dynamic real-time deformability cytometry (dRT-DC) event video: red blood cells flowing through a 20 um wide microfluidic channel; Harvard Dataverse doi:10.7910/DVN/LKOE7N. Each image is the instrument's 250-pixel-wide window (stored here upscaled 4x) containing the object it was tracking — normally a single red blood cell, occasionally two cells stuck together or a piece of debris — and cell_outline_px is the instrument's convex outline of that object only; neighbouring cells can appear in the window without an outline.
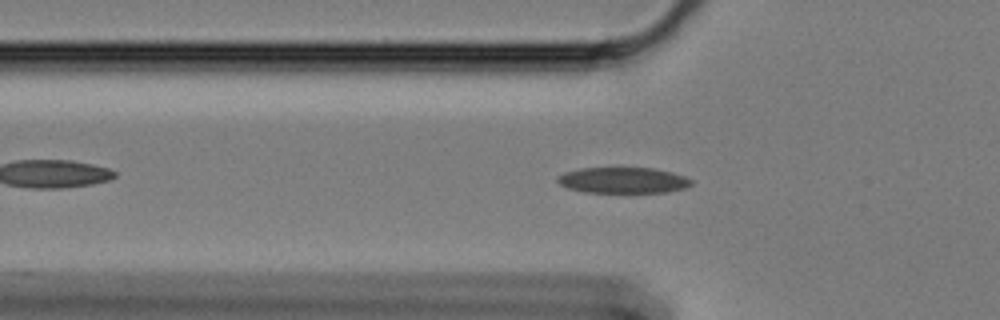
{"species": "Egyptian fruit bat (a non-hibernating species)", "species_latin": "Rousettus aegyptiacus", "temperature_condition": "cold", "stored_images_in_passage": 46, "camera_frame_rate_fps": 3000, "um_per_image_px": 0.085, "animal": {"sex": "female"}, "frame": {"image": 1, "passage_image": 10, "time_ms": 3.0, "image_size_px": [1000, 320], "cell_outline_px": [[692, 184], [684, 188], [668, 192], [584, 192], [568, 188], [560, 184], [556, 180], [556, 176], [564, 172], [580, 168], [652, 168], [672, 172], [684, 176], [692, 180]], "centroid_in_image_um": [52.93, 15.32], "position_along_channel_um": 72.9, "area_um2": 20.17}}
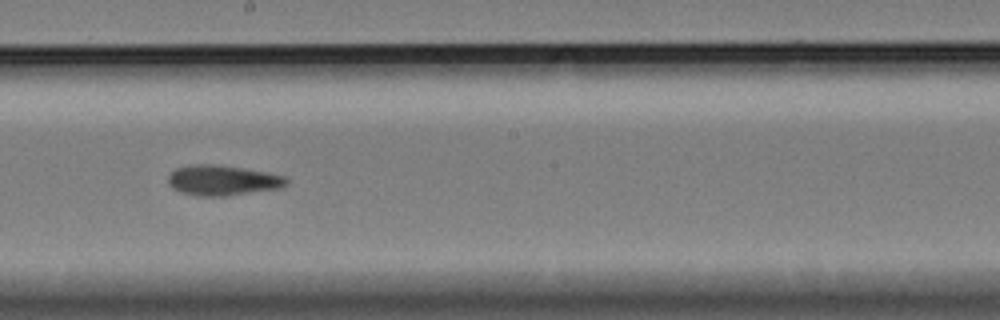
{"frame": {"image": 2, "passage_image": 24, "time_ms": 7.667, "image_size_px": [1000, 320], "cell_outline_px": [[288, 184], [280, 188], [224, 196], [196, 196], [180, 192], [172, 188], [168, 184], [168, 176], [176, 168], [192, 164], [212, 164], [244, 168], [284, 176], [288, 180]], "centroid_in_image_um": [18.88, 15.33], "position_along_channel_um": 229.3, "area_um2": 20.81}}
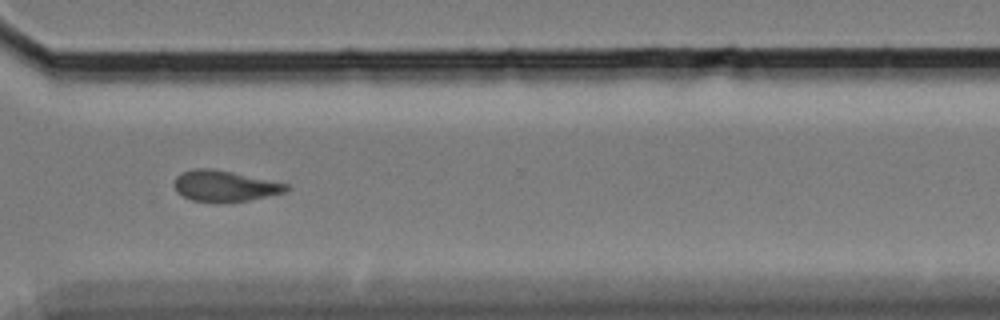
{"frame": {"image": 3, "passage_image": 35, "time_ms": 11.333, "image_size_px": [1000, 320], "cell_outline_px": [[288, 192], [248, 200], [192, 200], [176, 192], [176, 176], [192, 168], [208, 168], [288, 184]], "centroid_in_image_um": [19.11, 15.79], "position_along_channel_um": 351.5, "area_um2": 19.19}}